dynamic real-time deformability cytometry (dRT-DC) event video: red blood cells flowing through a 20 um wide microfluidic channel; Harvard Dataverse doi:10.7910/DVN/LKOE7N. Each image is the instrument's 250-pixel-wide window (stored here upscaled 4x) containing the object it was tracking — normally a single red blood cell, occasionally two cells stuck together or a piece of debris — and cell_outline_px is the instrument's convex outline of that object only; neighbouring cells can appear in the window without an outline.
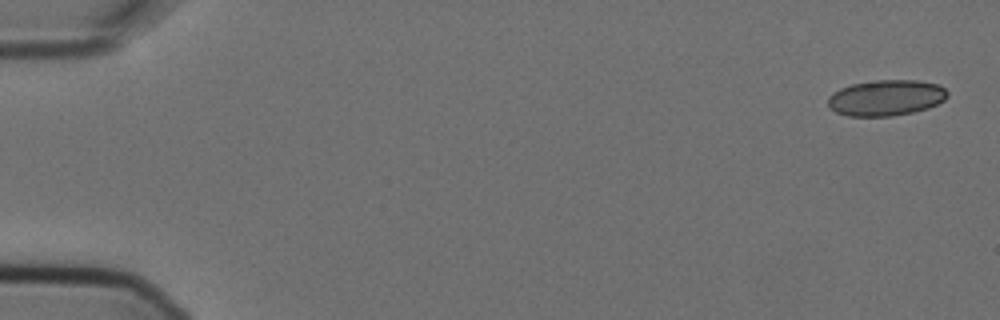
{"species": "Egyptian fruit bat (a non-hibernating species)", "species_latin": "Rousettus aegyptiacus", "temperature_condition": "cold", "stored_images_in_passage": 5, "camera_frame_rate_fps": 3000, "um_per_image_px": 0.085, "animal": {"sex": "female"}, "frame": {"image": 1, "passage_image": 1, "time_ms": 0.0, "image_size_px": [1000, 320], "cell_outline_px": [[948, 96], [944, 100], [928, 108], [912, 112], [892, 116], [848, 116], [836, 112], [828, 108], [828, 96], [832, 92], [840, 88], [852, 84], [876, 80], [916, 80], [936, 84], [944, 88], [948, 92]], "centroid_in_image_um": [75.28, 8.31], "position_along_channel_um": 9.7, "area_um2": 25.03}}
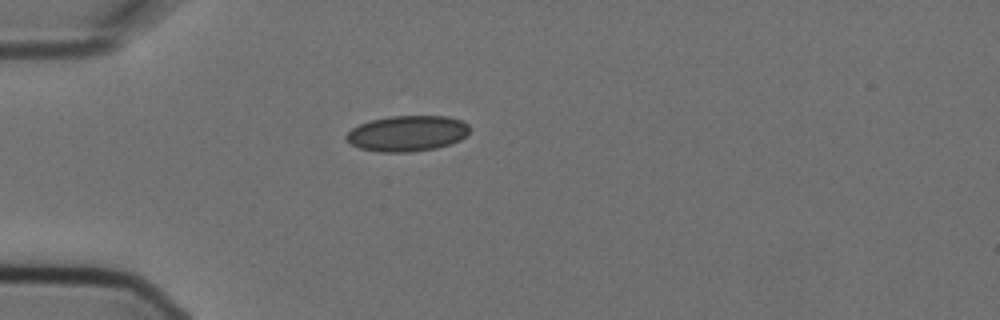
{"frame": {"image": 2, "passage_image": 5, "time_ms": 1.333, "image_size_px": [1000, 320], "cell_outline_px": [[468, 132], [460, 140], [452, 144], [436, 148], [408, 152], [380, 152], [360, 148], [352, 144], [344, 136], [352, 128], [360, 124], [372, 120], [388, 116], [448, 116], [460, 120], [468, 124]], "centroid_in_image_um": [34.62, 11.34], "position_along_channel_um": 50.4, "area_um2": 25.55}}